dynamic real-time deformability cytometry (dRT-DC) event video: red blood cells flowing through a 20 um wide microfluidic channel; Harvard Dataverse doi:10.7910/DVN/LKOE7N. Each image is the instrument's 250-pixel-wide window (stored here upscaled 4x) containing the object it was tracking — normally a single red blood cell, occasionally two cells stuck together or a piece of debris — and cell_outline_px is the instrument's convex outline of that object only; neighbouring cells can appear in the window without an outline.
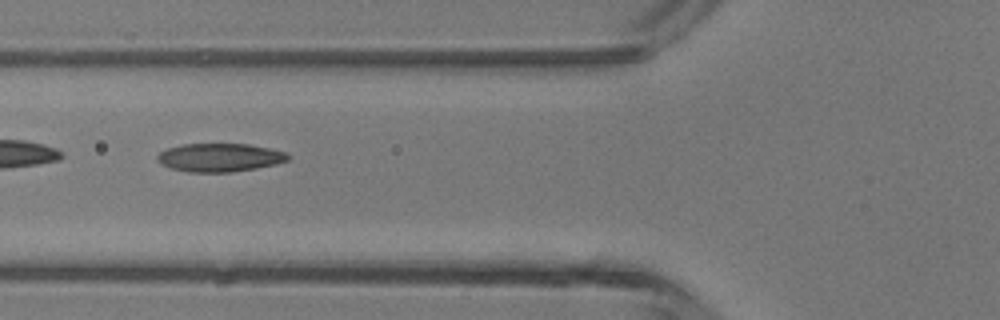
{"species": "common noctule bat (a hibernating species)", "species_latin": "Nyctalus noctula", "temperature_condition": "room temperature", "stored_images_in_passage": 7, "camera_frame_rate_fps": 3000, "um_per_image_px": 0.085, "animal": {"sex": "male", "body_mass_g": 13.3}, "frame": {"image": 1, "passage_image": 5, "time_ms": 1.333, "image_size_px": [1000, 320], "cell_outline_px": [[288, 160], [276, 164], [256, 168], [232, 172], [188, 172], [172, 168], [156, 160], [156, 156], [160, 152], [168, 148], [184, 144], [248, 144], [268, 148], [284, 152], [288, 156]], "centroid_in_image_um": [18.66, 13.39], "position_along_channel_um": 107.1, "area_um2": 21.33}}
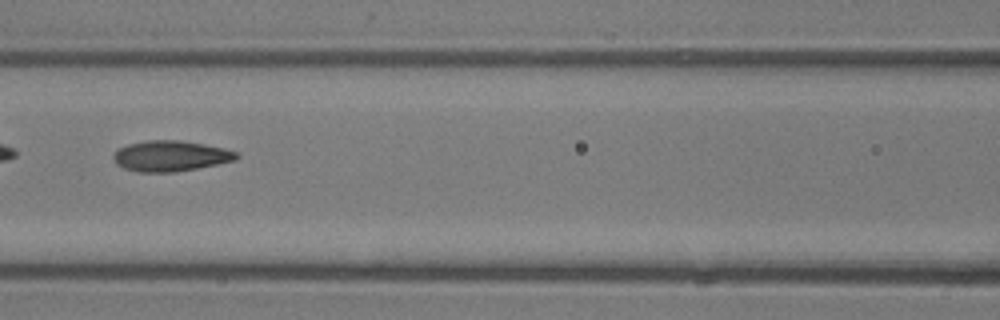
{"frame": {"image": 2, "passage_image": 6, "time_ms": 1.667, "image_size_px": [1000, 320], "cell_outline_px": [[240, 156], [236, 160], [196, 168], [172, 172], [140, 172], [124, 168], [116, 164], [112, 156], [120, 148], [128, 144], [148, 140], [180, 140], [204, 144], [224, 148], [236, 152]], "centroid_in_image_um": [14.5, 13.25], "position_along_channel_um": 152.1, "area_um2": 21.79}}
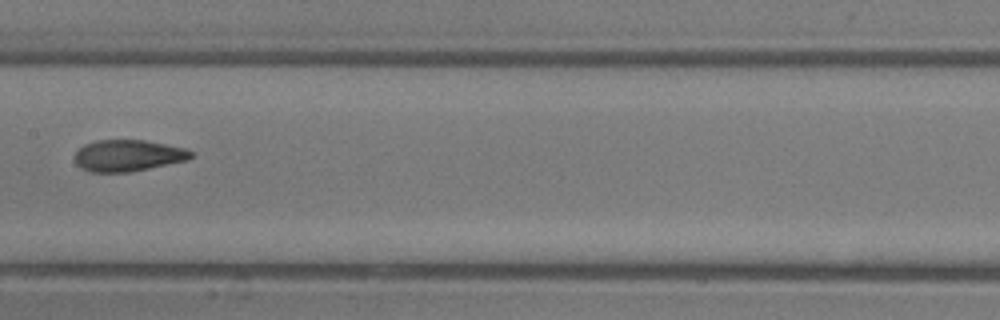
{"frame": {"image": 3, "passage_image": 7, "time_ms": 2.0, "image_size_px": [1000, 320], "cell_outline_px": [[192, 156], [188, 160], [128, 172], [88, 172], [80, 168], [76, 164], [76, 152], [84, 144], [96, 140], [144, 140], [184, 148], [192, 152]], "centroid_in_image_um": [10.84, 13.22], "position_along_channel_um": 196.6, "area_um2": 21.15}}